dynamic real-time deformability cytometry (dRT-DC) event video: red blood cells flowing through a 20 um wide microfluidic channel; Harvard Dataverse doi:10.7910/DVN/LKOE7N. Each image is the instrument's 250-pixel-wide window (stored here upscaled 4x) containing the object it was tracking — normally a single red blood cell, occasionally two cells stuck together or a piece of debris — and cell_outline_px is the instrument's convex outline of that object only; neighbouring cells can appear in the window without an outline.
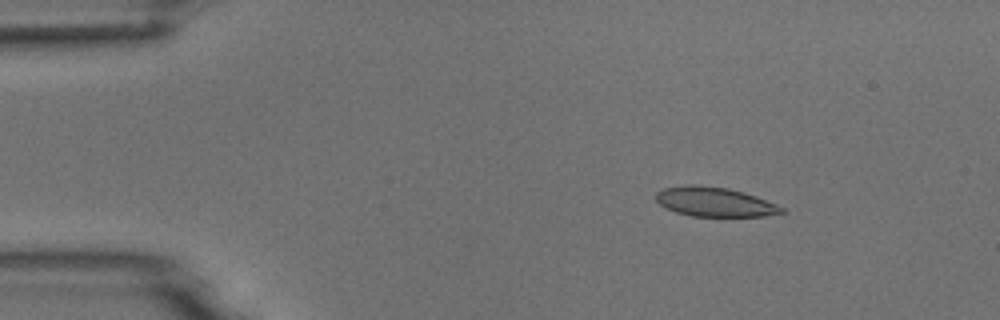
{"species": "common noctule bat (a hibernating species)", "species_latin": "Nyctalus noctula", "temperature_condition": "room temperature", "stored_images_in_passage": 5, "camera_frame_rate_fps": 3000, "um_per_image_px": 0.085, "animal": {"sex": "male", "body_mass_g": 18.8}, "frame": {"image": 1, "passage_image": 3, "time_ms": 2.333, "image_size_px": [1000, 320], "cell_outline_px": [[788, 212], [764, 216], [692, 216], [676, 212], [660, 204], [656, 200], [656, 192], [664, 188], [688, 184], [696, 184], [728, 188], [744, 192], [756, 196], [776, 204], [784, 208]], "centroid_in_image_um": [60.77, 17.15], "position_along_channel_um": 24.2, "area_um2": 21.56}}